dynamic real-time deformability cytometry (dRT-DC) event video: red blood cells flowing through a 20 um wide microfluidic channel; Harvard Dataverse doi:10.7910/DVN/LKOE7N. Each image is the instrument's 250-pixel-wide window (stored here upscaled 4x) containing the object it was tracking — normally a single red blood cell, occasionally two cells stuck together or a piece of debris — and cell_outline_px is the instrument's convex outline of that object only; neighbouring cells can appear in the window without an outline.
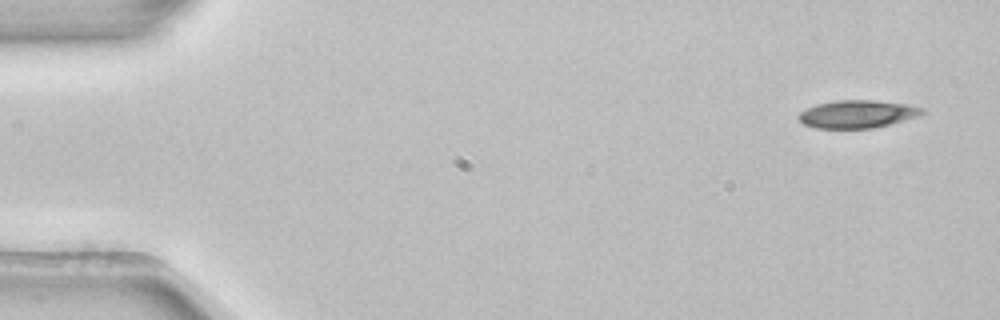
{"species": "common noctule bat (a hibernating species)", "species_latin": "Nyctalus noctula", "temperature_condition": "room temperature", "stored_images_in_passage": 4, "camera_frame_rate_fps": 3000, "um_per_image_px": 0.085, "animal": {"sex": "female", "body_mass_g": 22.7, "forearm_length_mm": 54.2}, "frame": {"image": 1, "passage_image": 1, "time_ms": 0.0, "image_size_px": [1000, 320], "cell_outline_px": [[924, 112], [920, 116], [872, 128], [816, 128], [804, 124], [796, 116], [800, 112], [816, 104], [836, 100], [876, 100], [908, 104], [924, 108]], "centroid_in_image_um": [72.88, 9.68], "position_along_channel_um": 12.1, "area_um2": 20.0}}
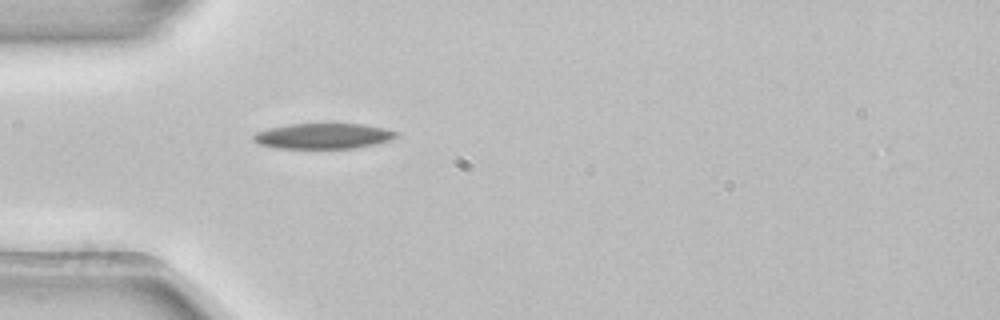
{"frame": {"image": 2, "passage_image": 4, "time_ms": 1.0, "image_size_px": [1000, 320], "cell_outline_px": [[400, 136], [388, 140], [372, 144], [352, 148], [280, 148], [260, 144], [252, 140], [252, 136], [256, 132], [288, 124], [364, 124], [400, 132]], "centroid_in_image_um": [27.48, 11.56], "position_along_channel_um": 57.5, "area_um2": 20.92}}